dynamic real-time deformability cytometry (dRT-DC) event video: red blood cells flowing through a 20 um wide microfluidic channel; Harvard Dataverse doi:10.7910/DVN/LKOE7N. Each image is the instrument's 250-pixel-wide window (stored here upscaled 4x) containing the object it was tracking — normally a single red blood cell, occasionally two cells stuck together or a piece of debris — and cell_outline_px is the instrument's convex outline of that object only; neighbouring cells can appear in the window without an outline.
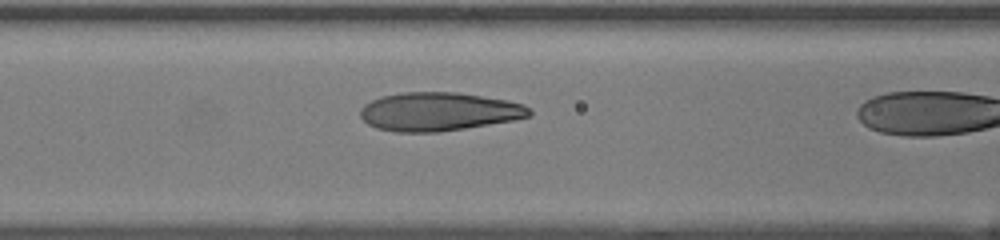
{"species": "human", "species_latin": "Homo sapiens", "temperature_condition": "room temperature", "stored_images_in_passage": 33, "camera_frame_rate_fps": 3000, "um_per_image_px": 0.085, "donor": {"sex": "female"}, "frame": {"image": 1, "passage_image": 16, "time_ms": 5.0, "image_size_px": [1000, 240], "cell_outline_px": [[532, 116], [512, 120], [440, 132], [396, 132], [376, 128], [368, 124], [360, 116], [360, 108], [364, 104], [380, 96], [400, 92], [460, 92], [508, 100], [524, 104], [532, 108]], "centroid_in_image_um": [37.3, 9.48], "position_along_channel_um": 129.3, "area_um2": 38.26}}
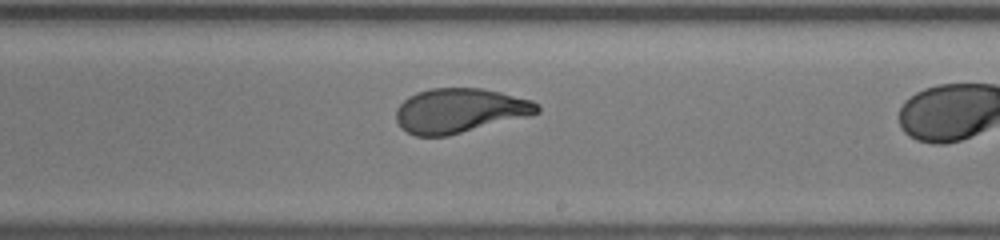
{"frame": {"image": 2, "passage_image": 24, "time_ms": 7.667, "image_size_px": [1000, 240], "cell_outline_px": [[540, 112], [532, 116], [448, 136], [416, 136], [400, 128], [396, 120], [396, 108], [408, 96], [416, 92], [432, 88], [480, 88], [500, 92], [532, 100], [540, 104]], "centroid_in_image_um": [39.1, 9.41], "position_along_channel_um": 249.9, "area_um2": 37.05}}
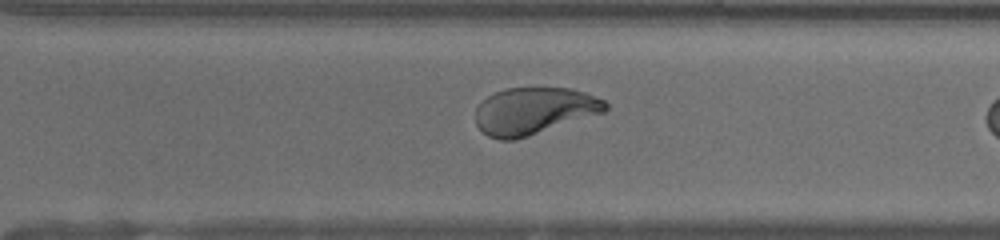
{"frame": {"image": 3, "passage_image": 29, "time_ms": 9.333, "image_size_px": [1000, 240], "cell_outline_px": [[608, 108], [604, 112], [516, 140], [500, 140], [488, 136], [476, 124], [476, 108], [488, 96], [496, 92], [508, 88], [568, 88], [584, 92], [604, 100], [608, 104]], "centroid_in_image_um": [45.39, 9.43], "position_along_channel_um": 325.2, "area_um2": 35.26}}